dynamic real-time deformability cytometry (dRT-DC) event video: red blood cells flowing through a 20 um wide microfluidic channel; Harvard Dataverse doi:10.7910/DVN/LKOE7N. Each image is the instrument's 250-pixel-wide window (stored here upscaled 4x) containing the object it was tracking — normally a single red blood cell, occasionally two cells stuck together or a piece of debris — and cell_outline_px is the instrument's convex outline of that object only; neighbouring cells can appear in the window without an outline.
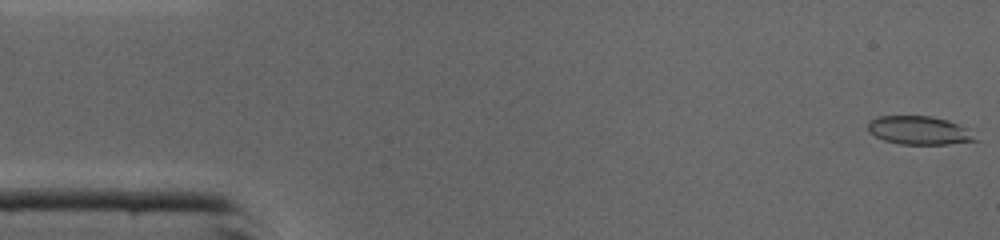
{"species": "common noctule bat (a hibernating species)", "species_latin": "Nyctalus noctula", "temperature_condition": "cold", "stored_images_in_passage": 45, "camera_frame_rate_fps": 3000, "um_per_image_px": 0.085, "animal": {"sex": "male", "body_mass_g": 19.0, "forearm_length_mm": 50.8}, "frame": {"image": 1, "passage_image": 1, "time_ms": 0.0, "image_size_px": [1000, 240], "cell_outline_px": [[980, 140], [948, 144], [900, 144], [884, 140], [868, 132], [868, 120], [880, 116], [928, 116], [948, 120], [972, 128]], "centroid_in_image_um": [78.21, 11.08], "position_along_channel_um": 6.8, "area_um2": 18.15}}
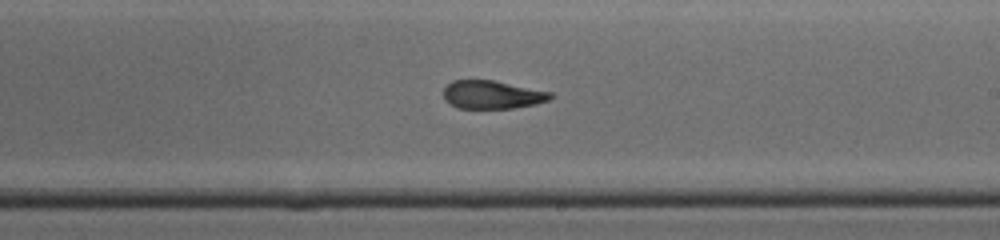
{"frame": {"image": 2, "passage_image": 26, "time_ms": 8.333, "image_size_px": [1000, 240], "cell_outline_px": [[552, 96], [548, 100], [536, 104], [512, 108], [456, 108], [444, 100], [444, 88], [452, 80], [492, 80], [552, 92]], "centroid_in_image_um": [41.81, 8.05], "position_along_channel_um": 247.2, "area_um2": 17.51}}
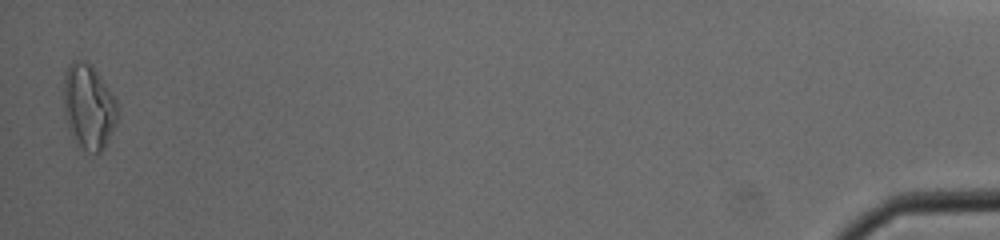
{"frame": {"image": 3, "passage_image": 45, "time_ms": 14.667, "image_size_px": [1000, 240], "cell_outline_px": [[116, 124], [104, 148], [100, 152], [88, 152], [72, 136], [68, 128], [64, 112], [64, 72], [68, 64], [72, 60], [80, 60], [88, 64], [96, 72], [116, 100]], "centroid_in_image_um": [7.5, 9.07], "position_along_channel_um": 427.7, "area_um2": 26.07}, "authors_computed_cell_mechanics": {"area_um2": 18.9584, "velocity_mm_per_s": 4.3959, "shape_relaxation_time_tau1_ms": null, "shape_relaxation_time_tau2_ms": 2.1551, "deformation_change_tau1": null, "deformation_change_tau2": 0.0919}}